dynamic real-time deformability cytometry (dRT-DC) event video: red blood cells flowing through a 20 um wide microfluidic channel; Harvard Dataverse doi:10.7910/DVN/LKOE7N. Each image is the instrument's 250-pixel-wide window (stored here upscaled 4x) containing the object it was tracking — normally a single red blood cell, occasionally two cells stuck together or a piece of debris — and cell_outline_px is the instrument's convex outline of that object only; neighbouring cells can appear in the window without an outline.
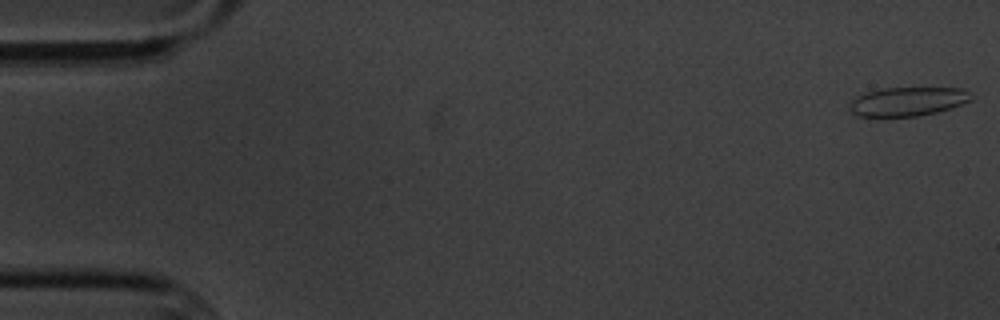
{"species": "common noctule bat (a hibernating species)", "species_latin": "Nyctalus noctula", "temperature_condition": "cold", "stored_images_in_passage": 6, "camera_frame_rate_fps": 3000, "um_per_image_px": 0.085, "animal": {"sex": "male", "body_mass_g": 20.1, "forearm_length_mm": 53.5}, "frame": {"image": 1, "passage_image": 6, "time_ms": 6.667, "image_size_px": [1000, 320], "cell_outline_px": [[972, 100], [936, 112], [916, 116], [856, 116], [848, 108], [848, 104], [856, 96], [868, 92], [884, 88], [964, 88], [968, 92]], "centroid_in_image_um": [77.1, 8.62], "position_along_channel_um": 7.9, "area_um2": 20.23}}